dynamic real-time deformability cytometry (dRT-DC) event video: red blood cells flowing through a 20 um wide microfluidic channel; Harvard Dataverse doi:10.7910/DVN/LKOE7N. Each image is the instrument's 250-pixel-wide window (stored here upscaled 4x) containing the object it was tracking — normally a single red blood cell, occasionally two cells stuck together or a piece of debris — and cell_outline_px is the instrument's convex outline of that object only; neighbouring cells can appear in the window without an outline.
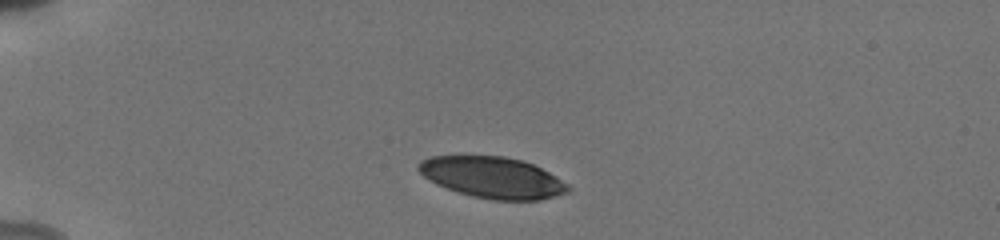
{"species": "human", "species_latin": "Homo sapiens", "temperature_condition": "cold", "stored_images_in_passage": 39, "camera_frame_rate_fps": 3000, "um_per_image_px": 0.085, "donor": {"sex": "male"}, "frame": {"image": 1, "passage_image": 1, "time_ms": 0.0, "image_size_px": [1000, 240], "cell_outline_px": [[552, 192], [544, 196], [492, 196], [472, 192], [424, 168], [424, 164], [432, 160], [452, 156], [484, 156], [512, 160], [528, 164], [544, 172], [548, 176]], "centroid_in_image_um": [41.83, 14.94], "position_along_channel_um": 43.2, "area_um2": 26.59}}
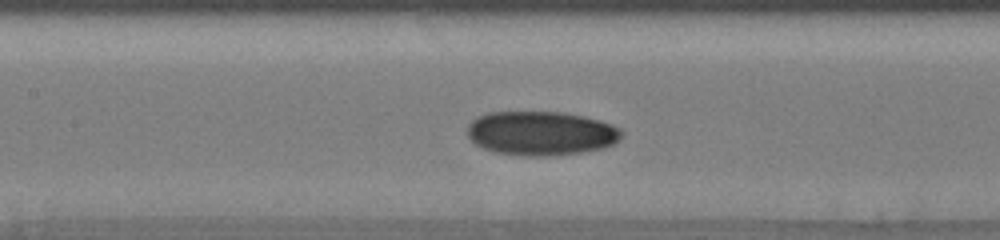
{"frame": {"image": 2, "passage_image": 14, "time_ms": 4.333, "image_size_px": [1000, 240], "cell_outline_px": [[612, 136], [608, 140], [588, 144], [552, 148], [480, 136], [476, 132], [476, 124], [484, 120], [504, 116], [552, 116], [580, 120], [596, 124], [608, 128], [612, 132]], "centroid_in_image_um": [46.19, 11.12], "position_along_channel_um": 161.2, "area_um2": 23.24}}
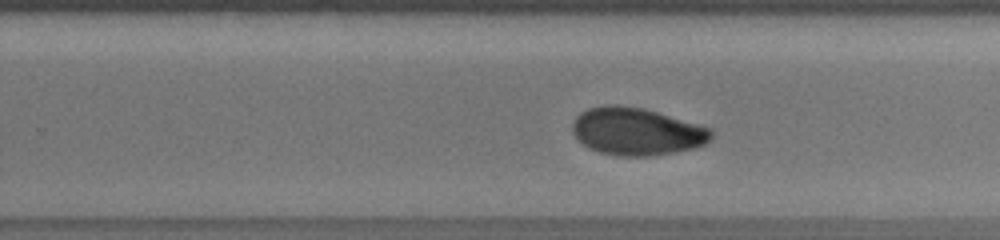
{"frame": {"image": 3, "passage_image": 23, "time_ms": 7.333, "image_size_px": [1000, 240], "cell_outline_px": [[704, 136], [700, 140], [688, 144], [676, 144], [580, 124], [580, 120], [596, 112], [640, 112], [656, 116], [704, 132]], "centroid_in_image_um": [54.74, 10.77], "position_along_channel_um": 275.1, "area_um2": 16.53}}